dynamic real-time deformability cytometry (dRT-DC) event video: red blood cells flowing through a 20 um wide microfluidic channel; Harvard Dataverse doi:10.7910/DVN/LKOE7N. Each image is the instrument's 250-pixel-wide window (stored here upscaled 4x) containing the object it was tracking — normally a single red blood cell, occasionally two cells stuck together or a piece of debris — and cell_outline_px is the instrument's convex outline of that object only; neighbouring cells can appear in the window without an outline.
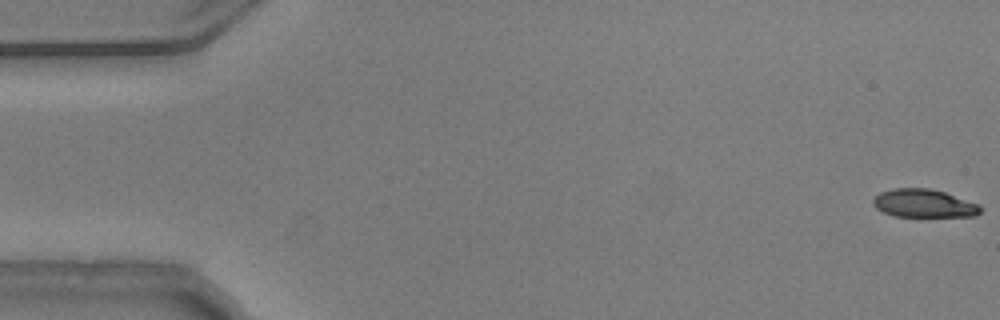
{"species": "common noctule bat (a hibernating species)", "species_latin": "Nyctalus noctula", "temperature_condition": "warm", "stored_images_in_passage": 55, "camera_frame_rate_fps": 3000, "um_per_image_px": 0.085, "animal": {"sex": "male", "body_mass_g": 20.5, "forearm_length_mm": 52.5}, "frame": {"image": 1, "passage_image": 1, "time_ms": 0.0, "image_size_px": [1000, 320], "cell_outline_px": [[980, 212], [976, 216], [896, 216], [884, 212], [876, 208], [872, 204], [872, 200], [880, 192], [892, 188], [928, 188], [944, 192], [980, 204]], "centroid_in_image_um": [78.51, 17.28], "position_along_channel_um": 6.5, "area_um2": 17.51}}
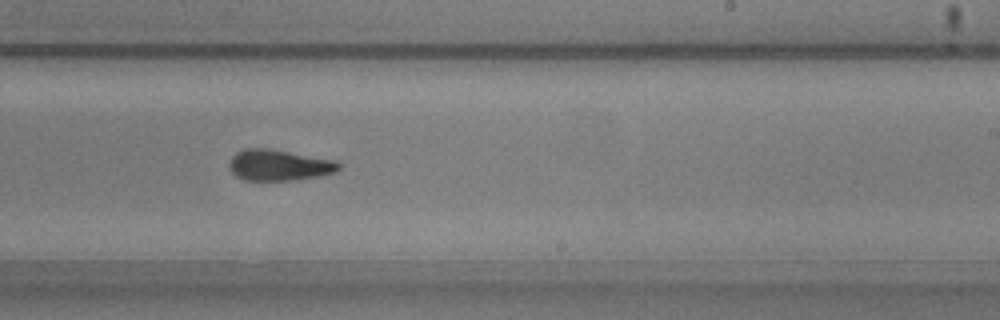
{"frame": {"image": 2, "passage_image": 33, "time_ms": 10.667, "image_size_px": [1000, 320], "cell_outline_px": [[340, 168], [336, 172], [320, 176], [292, 180], [244, 180], [236, 176], [228, 168], [228, 164], [232, 156], [236, 152], [244, 148], [268, 148], [336, 160], [340, 164]], "centroid_in_image_um": [23.7, 14.03], "position_along_channel_um": 265.3, "area_um2": 19.94}}
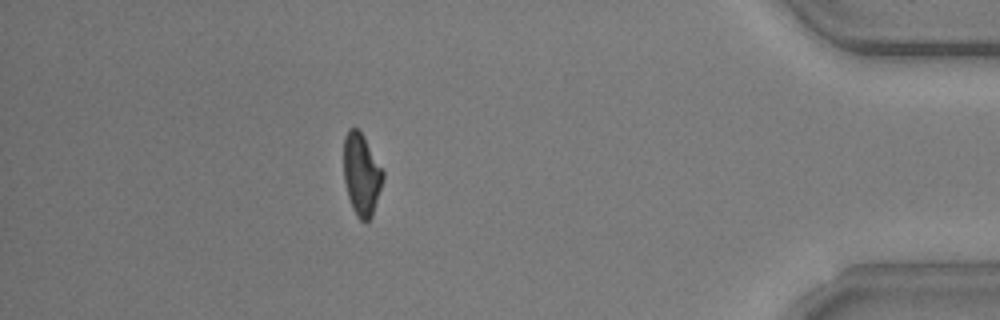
{"frame": {"image": 3, "passage_image": 48, "time_ms": 15.667, "image_size_px": [1000, 320], "cell_outline_px": [[384, 176], [372, 216], [364, 224], [356, 216], [352, 208], [348, 196], [344, 180], [344, 136], [348, 128], [356, 128], [364, 136], [384, 172]], "centroid_in_image_um": [30.72, 14.84], "position_along_channel_um": 404.5, "area_um2": 18.73}, "authors_computed_cell_mechanics": {"area_um2": 19.7098, "velocity_mm_per_s": 3.759, "shape_relaxation_time_tau1_ms": 10.369, "shape_relaxation_time_tau2_ms": 2.3594, "deformation_change_tau1": 0.2438, "deformation_change_tau2": 0.098}}